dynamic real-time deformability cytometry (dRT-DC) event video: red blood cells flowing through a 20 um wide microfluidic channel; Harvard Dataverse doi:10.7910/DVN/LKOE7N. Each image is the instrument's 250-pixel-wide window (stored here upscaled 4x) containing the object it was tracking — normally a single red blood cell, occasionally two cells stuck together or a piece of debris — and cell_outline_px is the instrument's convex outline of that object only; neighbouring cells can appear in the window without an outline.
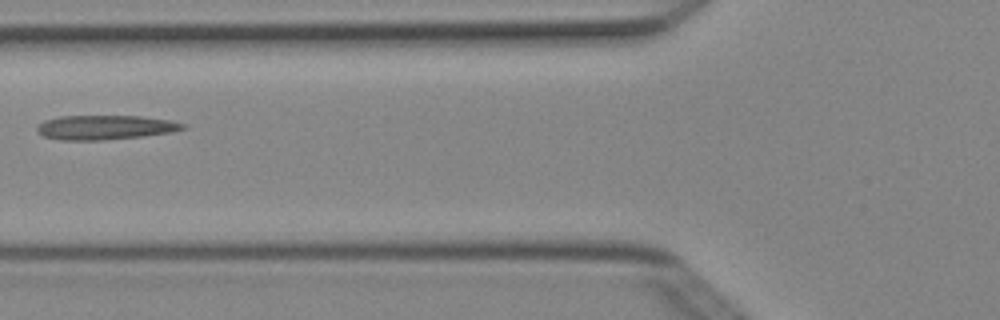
{"species": "Egyptian fruit bat (a non-hibernating species)", "species_latin": "Rousettus aegyptiacus", "temperature_condition": "cold", "stored_images_in_passage": 4, "camera_frame_rate_fps": 3000, "um_per_image_px": 0.085, "animal": {"sex": "female"}, "frame": {"image": 1, "passage_image": 4, "time_ms": 1.0, "image_size_px": [1000, 320], "cell_outline_px": [[188, 128], [172, 132], [144, 136], [104, 140], [60, 140], [44, 136], [36, 132], [36, 128], [44, 120], [60, 116], [140, 116], [172, 120], [188, 124]], "centroid_in_image_um": [8.99, 10.83], "position_along_channel_um": 116.8, "area_um2": 20.98}}